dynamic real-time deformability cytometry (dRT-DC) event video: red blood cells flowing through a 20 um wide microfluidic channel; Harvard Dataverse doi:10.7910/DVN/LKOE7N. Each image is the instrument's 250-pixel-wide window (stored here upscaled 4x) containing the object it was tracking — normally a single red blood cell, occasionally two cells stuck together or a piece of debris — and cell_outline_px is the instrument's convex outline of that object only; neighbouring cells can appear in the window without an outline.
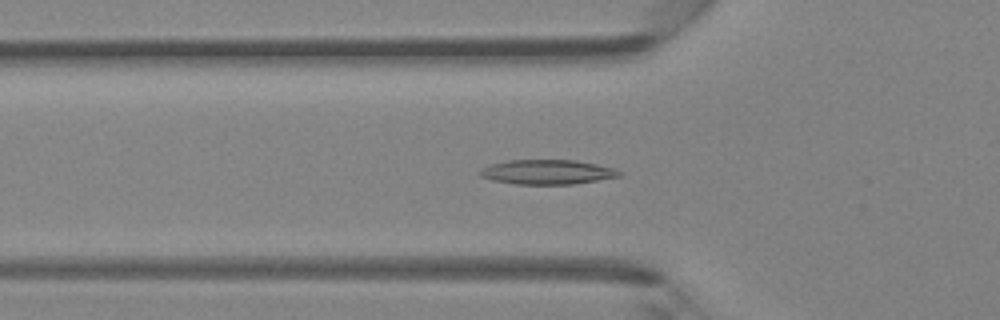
{"species": "Egyptian fruit bat (a non-hibernating species)", "species_latin": "Rousettus aegyptiacus", "temperature_condition": "room temperature", "stored_images_in_passage": 47, "camera_frame_rate_fps": 3000, "um_per_image_px": 0.085, "animal": {"sex": "female"}, "frame": {"image": 1, "passage_image": 15, "time_ms": 4.667, "image_size_px": [1000, 320], "cell_outline_px": [[624, 172], [620, 176], [576, 184], [516, 184], [492, 180], [480, 176], [476, 172], [492, 164], [508, 160], [576, 160], [616, 168]], "centroid_in_image_um": [46.55, 14.62], "position_along_channel_um": 79.2, "area_um2": 20.06}}
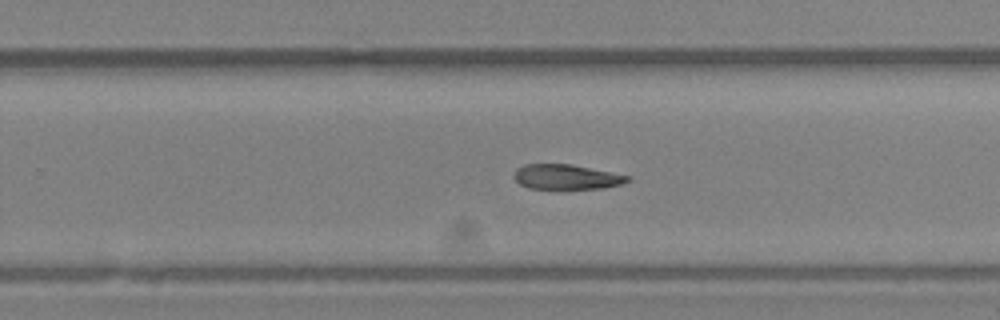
{"frame": {"image": 2, "passage_image": 29, "time_ms": 9.333, "image_size_px": [1000, 320], "cell_outline_px": [[632, 180], [620, 184], [604, 188], [528, 188], [520, 184], [512, 176], [516, 168], [524, 164], [572, 164], [632, 176]], "centroid_in_image_um": [48.15, 15.02], "position_along_channel_um": 281.6, "area_um2": 16.53}}
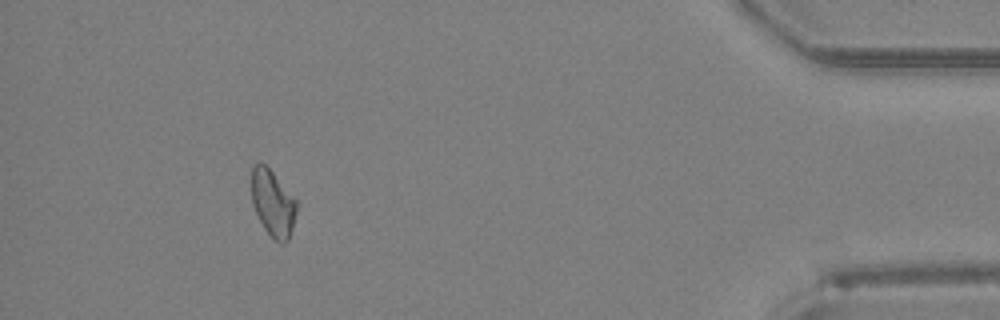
{"frame": {"image": 3, "passage_image": 42, "time_ms": 13.667, "image_size_px": [1000, 320], "cell_outline_px": [[300, 204], [288, 240], [284, 244], [280, 244], [264, 228], [252, 204], [252, 164], [260, 160], [272, 172]], "centroid_in_image_um": [23.21, 17.26], "position_along_channel_um": 412.0, "area_um2": 17.51}}